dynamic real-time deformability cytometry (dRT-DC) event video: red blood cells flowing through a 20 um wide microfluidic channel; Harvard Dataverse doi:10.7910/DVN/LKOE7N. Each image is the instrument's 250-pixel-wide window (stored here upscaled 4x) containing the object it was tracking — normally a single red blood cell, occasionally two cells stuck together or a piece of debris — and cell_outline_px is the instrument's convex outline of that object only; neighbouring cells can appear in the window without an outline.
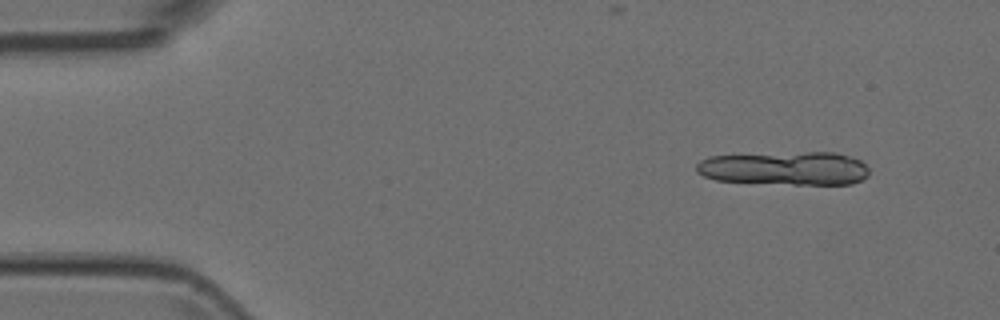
{"species": "Egyptian fruit bat (a non-hibernating species)", "species_latin": "Rousettus aegyptiacus", "temperature_condition": "room temperature", "stored_images_in_passage": 7, "segment_of_instrument_passage": [1, 2], "camera_frame_rate_fps": 3000, "um_per_image_px": 0.085, "animal": {"sex": "female"}, "frame": {"image": 1, "passage_image": 1, "time_ms": 0.0, "image_size_px": [1000, 320], "cell_outline_px": [[868, 176], [852, 184], [792, 184], [716, 180], [704, 176], [696, 172], [696, 164], [700, 160], [708, 156], [804, 152], [836, 152], [860, 160], [868, 168]], "centroid_in_image_um": [66.71, 14.3], "position_along_channel_um": 18.3, "area_um2": 33.7}}